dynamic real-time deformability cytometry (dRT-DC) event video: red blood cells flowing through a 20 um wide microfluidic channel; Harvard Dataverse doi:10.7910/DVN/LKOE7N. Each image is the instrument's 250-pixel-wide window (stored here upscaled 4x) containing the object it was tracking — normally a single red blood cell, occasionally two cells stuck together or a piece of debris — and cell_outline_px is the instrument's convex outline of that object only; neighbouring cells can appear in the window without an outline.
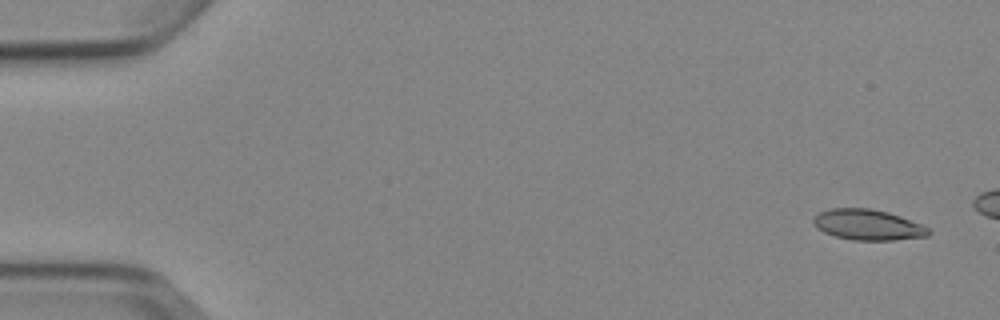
{"species": "Egyptian fruit bat (a non-hibernating species)", "species_latin": "Rousettus aegyptiacus", "temperature_condition": "cold", "stored_images_in_passage": 4, "camera_frame_rate_fps": 3000, "um_per_image_px": 0.085, "animal": {"sex": "female"}, "frame": {"image": 1, "passage_image": 1, "time_ms": 0.0, "image_size_px": [1000, 320], "cell_outline_px": [[932, 232], [928, 236], [892, 240], [852, 240], [836, 236], [824, 232], [816, 228], [812, 220], [820, 212], [832, 208], [868, 208], [888, 212], [900, 216], [920, 224], [928, 228]], "centroid_in_image_um": [73.76, 19.11], "position_along_channel_um": 11.2, "area_um2": 20.4}}